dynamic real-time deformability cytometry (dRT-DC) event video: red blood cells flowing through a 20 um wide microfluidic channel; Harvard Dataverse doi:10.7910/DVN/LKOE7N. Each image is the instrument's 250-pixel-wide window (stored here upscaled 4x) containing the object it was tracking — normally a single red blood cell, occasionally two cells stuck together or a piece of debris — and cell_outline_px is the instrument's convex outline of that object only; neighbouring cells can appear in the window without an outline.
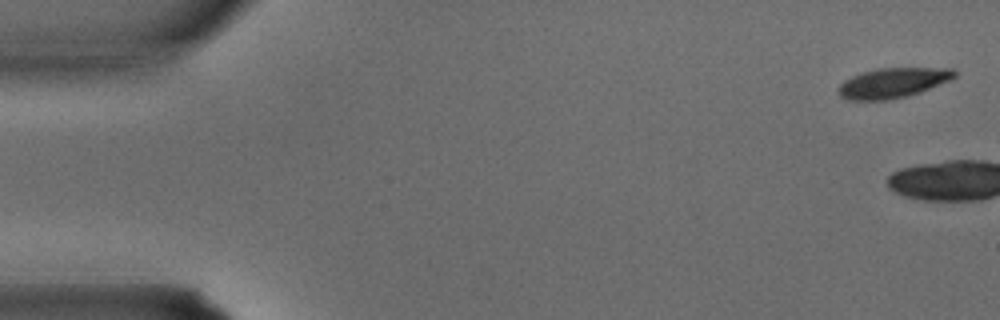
{"species": "common noctule bat (a hibernating species)", "species_latin": "Nyctalus noctula", "temperature_condition": "warm", "stored_images_in_passage": 3, "camera_frame_rate_fps": 3000, "um_per_image_px": 0.085, "animal": {"sex": "male", "body_mass_g": 15.6}, "frame": {"image": 1, "passage_image": 1, "time_ms": 0.0, "image_size_px": [1000, 320], "cell_outline_px": [[956, 76], [952, 80], [920, 92], [908, 96], [888, 100], [848, 100], [840, 96], [836, 88], [844, 80], [852, 76], [876, 68], [952, 68], [956, 72]], "centroid_in_image_um": [75.89, 7.05], "position_along_channel_um": 9.1, "area_um2": 20.46}}